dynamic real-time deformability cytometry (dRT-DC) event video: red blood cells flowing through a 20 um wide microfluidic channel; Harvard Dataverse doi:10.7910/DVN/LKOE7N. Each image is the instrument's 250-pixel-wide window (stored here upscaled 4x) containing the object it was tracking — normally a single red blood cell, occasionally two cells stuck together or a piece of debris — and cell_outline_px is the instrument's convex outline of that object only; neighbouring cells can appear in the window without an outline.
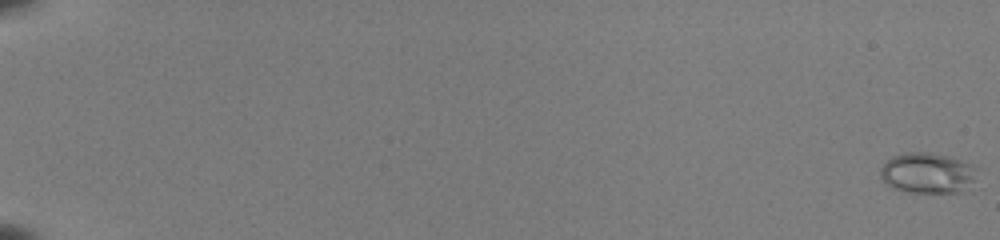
{"species": "common noctule bat (a hibernating species)", "species_latin": "Nyctalus noctula", "temperature_condition": "room temperature", "stored_images_in_passage": 55, "camera_frame_rate_fps": 3000, "um_per_image_px": 0.085, "animal": {"sex": "female", "body_mass_g": 22.0, "forearm_length_mm": 56.7}, "frame": {"image": 1, "passage_image": 1, "time_ms": 0.0, "image_size_px": [1000, 240], "cell_outline_px": [[980, 168], [972, 180], [960, 192], [908, 192], [892, 188], [880, 176], [880, 168], [892, 156], [908, 152], [928, 152], [948, 156], [960, 160]], "centroid_in_image_um": [78.82, 14.69], "position_along_channel_um": 6.2, "area_um2": 22.6}}
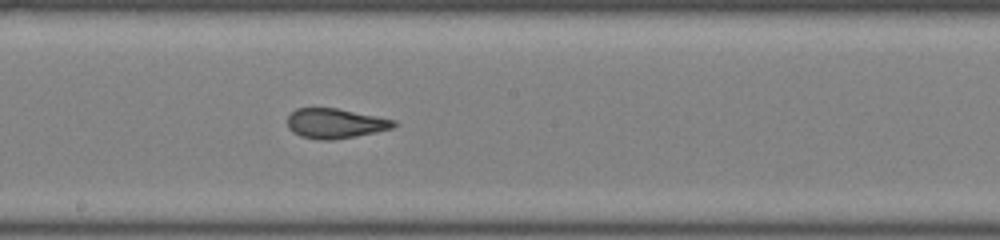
{"frame": {"image": 2, "passage_image": 34, "time_ms": 11.0, "image_size_px": [1000, 240], "cell_outline_px": [[400, 124], [392, 128], [376, 132], [356, 136], [332, 140], [320, 140], [300, 136], [292, 132], [288, 128], [288, 116], [296, 108], [336, 108], [396, 120]], "centroid_in_image_um": [28.51, 10.49], "position_along_channel_um": 219.7, "area_um2": 18.55}}
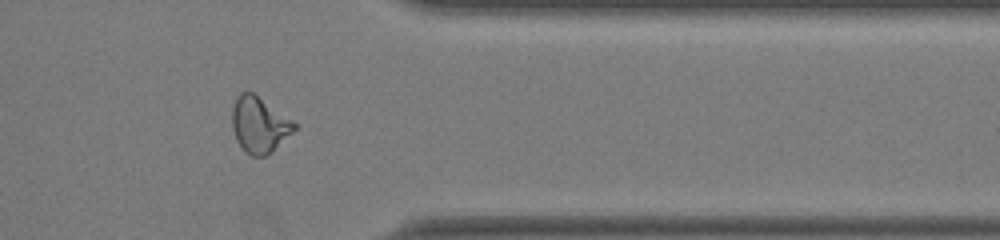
{"frame": {"image": 3, "passage_image": 47, "time_ms": 15.333, "image_size_px": [1000, 240], "cell_outline_px": [[296, 128], [272, 152], [264, 156], [252, 156], [244, 152], [240, 148], [236, 140], [232, 128], [232, 108], [236, 96], [240, 92], [252, 92], [292, 120], [296, 124]], "centroid_in_image_um": [22.0, 10.62], "position_along_channel_um": 389.4, "area_um2": 20.17}, "authors_computed_cell_mechanics": {"area_um2": 20.1144, "velocity_mm_per_s": 4.0098, "shape_relaxation_time_tau1_ms": null, "shape_relaxation_time_tau2_ms": 1.2445, "deformation_change_tau1": null, "deformation_change_tau2": 0.0684}}